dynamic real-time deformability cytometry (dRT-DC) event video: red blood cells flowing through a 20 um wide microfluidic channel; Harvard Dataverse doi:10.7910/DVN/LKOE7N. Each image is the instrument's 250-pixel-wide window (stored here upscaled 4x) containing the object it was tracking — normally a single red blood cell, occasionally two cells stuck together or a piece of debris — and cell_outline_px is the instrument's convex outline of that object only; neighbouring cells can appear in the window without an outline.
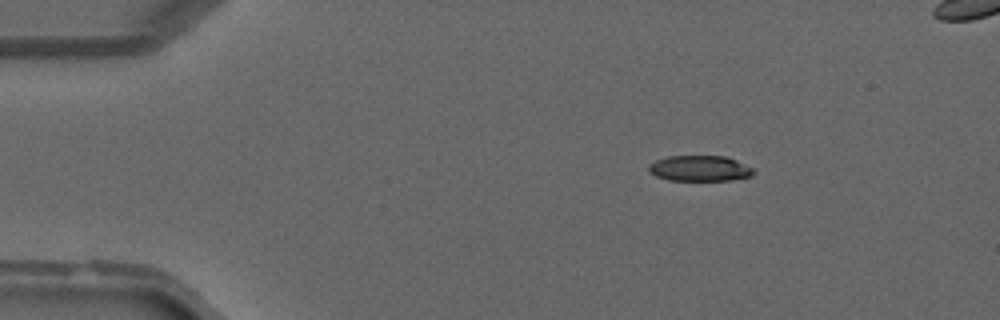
{"species": "common noctule bat (a hibernating species)", "species_latin": "Nyctalus noctula", "temperature_condition": "warm", "stored_images_in_passage": 40, "camera_frame_rate_fps": 3000, "um_per_image_px": 0.085, "animal": {"sex": "male", "forearm_length_mm": 52.5}, "frame": {"image": 1, "passage_image": 7, "time_ms": 2.0, "image_size_px": [1000, 320], "cell_outline_px": [[756, 172], [752, 176], [728, 180], [668, 180], [656, 176], [648, 172], [648, 164], [656, 160], [668, 156], [724, 156], [736, 160], [752, 168]], "centroid_in_image_um": [59.45, 14.31], "position_along_channel_um": 25.5, "area_um2": 15.66}}
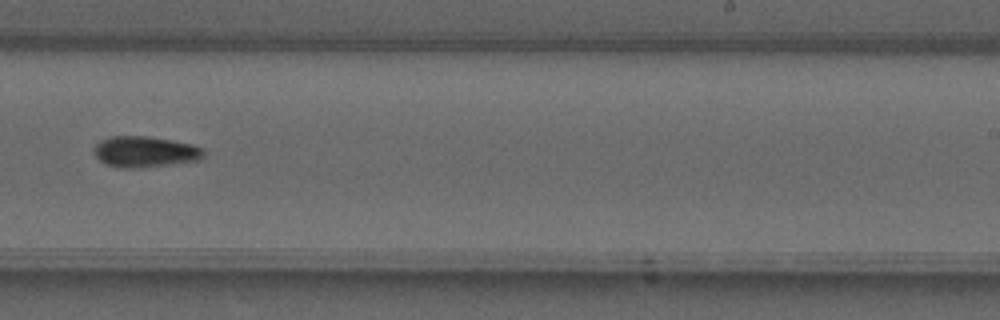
{"frame": {"image": 2, "passage_image": 26, "time_ms": 8.333, "image_size_px": [1000, 320], "cell_outline_px": [[204, 156], [200, 160], [168, 164], [132, 168], [120, 168], [104, 164], [96, 156], [96, 144], [100, 140], [112, 136], [144, 136], [172, 140], [192, 144], [204, 148]], "centroid_in_image_um": [12.34, 12.89], "position_along_channel_um": 276.7, "area_um2": 19.59}}
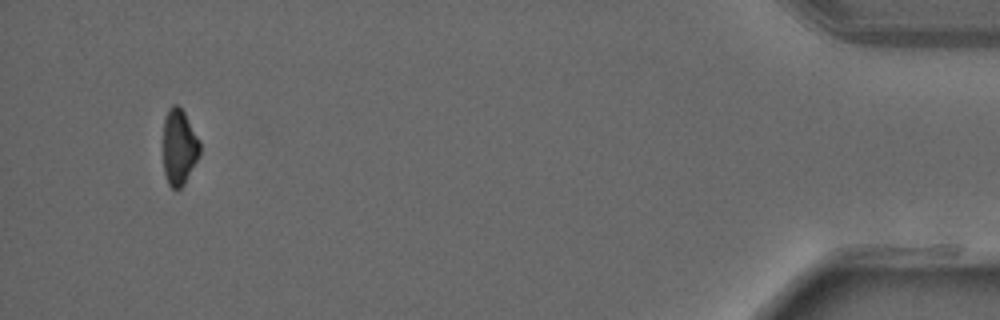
{"frame": {"image": 3, "passage_image": 39, "time_ms": 12.667, "image_size_px": [1000, 320], "cell_outline_px": [[200, 152], [184, 184], [180, 188], [172, 188], [168, 184], [164, 172], [164, 116], [168, 108], [172, 104], [176, 104], [184, 112], [200, 140]], "centroid_in_image_um": [15.22, 12.47], "position_along_channel_um": 420.0, "area_um2": 16.07}}